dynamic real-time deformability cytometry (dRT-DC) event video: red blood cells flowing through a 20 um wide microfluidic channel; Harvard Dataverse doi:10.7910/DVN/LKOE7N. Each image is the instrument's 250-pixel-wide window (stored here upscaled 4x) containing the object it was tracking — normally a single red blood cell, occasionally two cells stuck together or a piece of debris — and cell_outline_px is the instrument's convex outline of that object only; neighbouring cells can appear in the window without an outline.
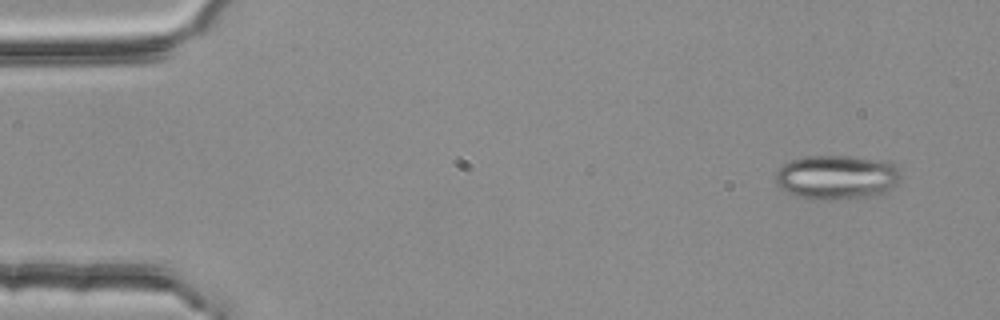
{"species": "common noctule bat (a hibernating species)", "species_latin": "Nyctalus noctula", "temperature_condition": "room temperature", "stored_images_in_passage": 5, "camera_frame_rate_fps": 3000, "um_per_image_px": 0.085, "animal": {"sex": "female", "body_mass_g": 25.1}, "frame": {"image": 1, "passage_image": 1, "time_ms": 0.0, "image_size_px": [1000, 320], "cell_outline_px": [[904, 176], [896, 184], [884, 192], [876, 196], [796, 196], [784, 192], [776, 184], [776, 172], [788, 160], [804, 156], [852, 156], [888, 160], [896, 164]], "centroid_in_image_um": [71.18, 14.98], "position_along_channel_um": 13.8, "area_um2": 31.85}}
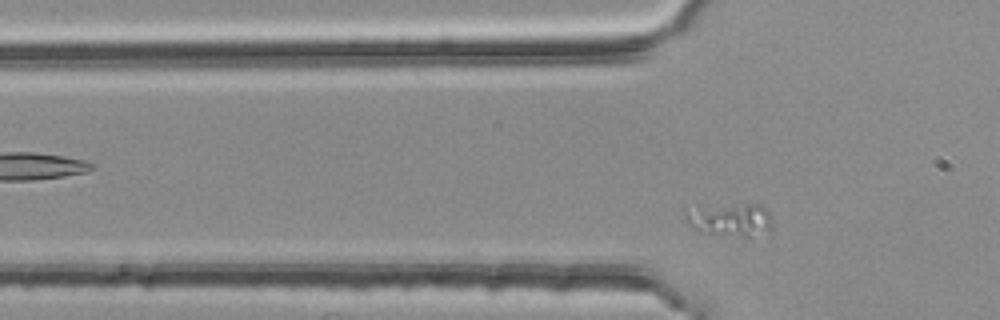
{"frame": {"image": 2, "passage_image": 5, "time_ms": 1.333, "image_size_px": [1000, 320], "cell_outline_px": [[772, 232], [748, 240], [744, 240], [696, 232], [684, 220], [684, 208], [696, 204], [760, 204], [768, 208], [772, 228]], "centroid_in_image_um": [62.01, 18.71], "position_along_channel_um": 63.8, "area_um2": 18.9}}